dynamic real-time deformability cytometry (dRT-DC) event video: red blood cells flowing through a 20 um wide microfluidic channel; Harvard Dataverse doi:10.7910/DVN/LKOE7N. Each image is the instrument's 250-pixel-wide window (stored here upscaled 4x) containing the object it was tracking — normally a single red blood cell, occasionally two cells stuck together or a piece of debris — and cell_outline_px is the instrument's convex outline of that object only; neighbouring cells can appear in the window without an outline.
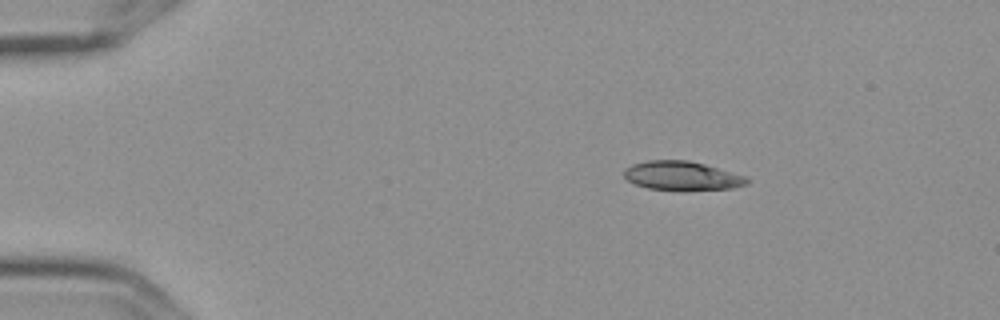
{"species": "Egyptian fruit bat (a non-hibernating species)", "species_latin": "Rousettus aegyptiacus", "temperature_condition": "cold", "stored_images_in_passage": 7, "camera_frame_rate_fps": 3000, "um_per_image_px": 0.085, "frame": {"image": 1, "passage_image": 1, "time_ms": 0.0, "image_size_px": [1000, 320], "cell_outline_px": [[748, 184], [732, 188], [684, 192], [648, 188], [636, 184], [628, 180], [624, 176], [624, 168], [632, 164], [648, 160], [688, 160], [704, 164], [744, 176], [748, 180]], "centroid_in_image_um": [57.94, 14.97], "position_along_channel_um": 27.1, "area_um2": 21.04}}
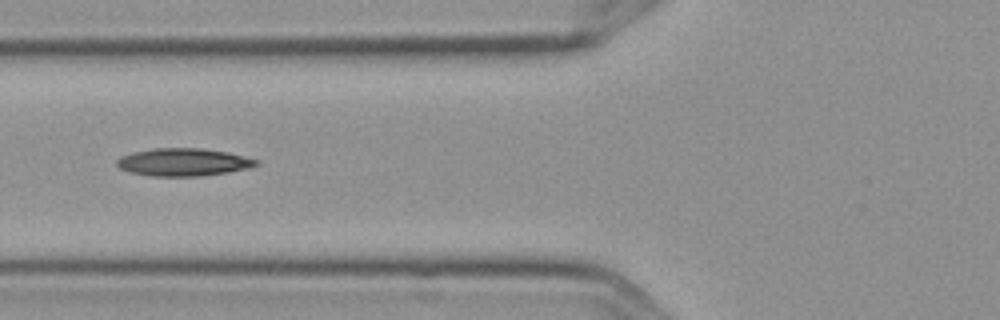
{"frame": {"image": 2, "passage_image": 5, "time_ms": 1.333, "image_size_px": [1000, 320], "cell_outline_px": [[260, 164], [248, 168], [228, 172], [200, 176], [152, 176], [132, 172], [120, 168], [116, 164], [116, 160], [120, 156], [132, 152], [152, 148], [200, 148], [228, 152], [260, 160]], "centroid_in_image_um": [15.6, 13.77], "position_along_channel_um": 110.2, "area_um2": 22.54}}
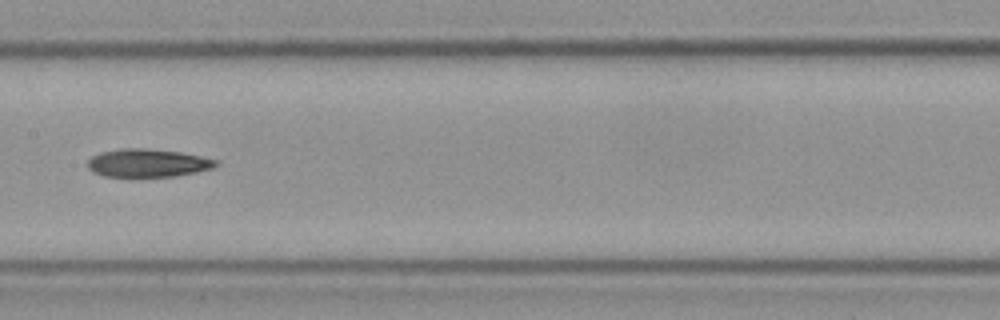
{"frame": {"image": 3, "passage_image": 7, "time_ms": 2.0, "image_size_px": [1000, 320], "cell_outline_px": [[220, 164], [212, 168], [196, 172], [172, 176], [104, 176], [92, 172], [88, 168], [88, 160], [92, 156], [100, 152], [120, 148], [148, 148], [180, 152], [200, 156], [216, 160]], "centroid_in_image_um": [12.53, 13.84], "position_along_channel_um": 194.9, "area_um2": 20.92}}